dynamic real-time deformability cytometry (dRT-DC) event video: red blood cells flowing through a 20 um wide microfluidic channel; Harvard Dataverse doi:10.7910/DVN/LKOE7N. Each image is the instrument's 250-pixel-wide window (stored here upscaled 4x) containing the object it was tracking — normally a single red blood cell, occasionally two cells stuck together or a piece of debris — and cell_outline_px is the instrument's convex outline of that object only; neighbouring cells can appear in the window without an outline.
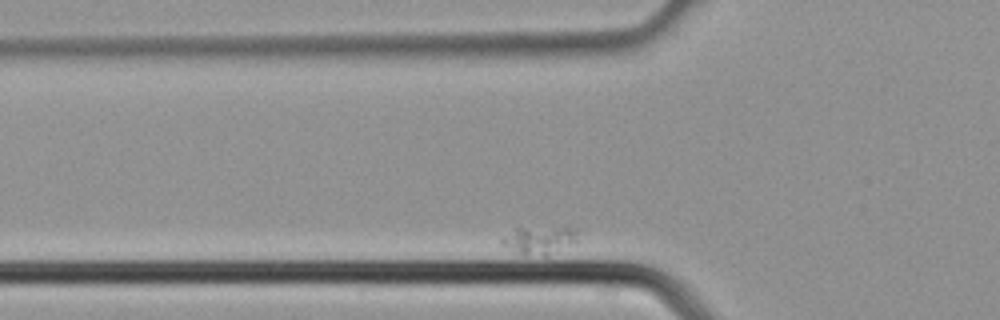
{"species": "common noctule bat (a hibernating species)", "species_latin": "Nyctalus noctula", "temperature_condition": "cold", "stored_images_in_passage": 6, "camera_frame_rate_fps": 3000, "um_per_image_px": 0.085, "animal": {"sex": "male", "body_mass_g": 21.5, "forearm_length_mm": 52.0}, "frame": {"image": 1, "passage_image": 6, "time_ms": 1.667, "image_size_px": [1000, 320], "cell_outline_px": [[580, 228], [576, 240], [544, 256], [520, 252], [508, 248], [500, 244], [500, 236], [516, 228]], "centroid_in_image_um": [45.78, 20.37], "position_along_channel_um": 80.0, "area_um2": 11.79}}